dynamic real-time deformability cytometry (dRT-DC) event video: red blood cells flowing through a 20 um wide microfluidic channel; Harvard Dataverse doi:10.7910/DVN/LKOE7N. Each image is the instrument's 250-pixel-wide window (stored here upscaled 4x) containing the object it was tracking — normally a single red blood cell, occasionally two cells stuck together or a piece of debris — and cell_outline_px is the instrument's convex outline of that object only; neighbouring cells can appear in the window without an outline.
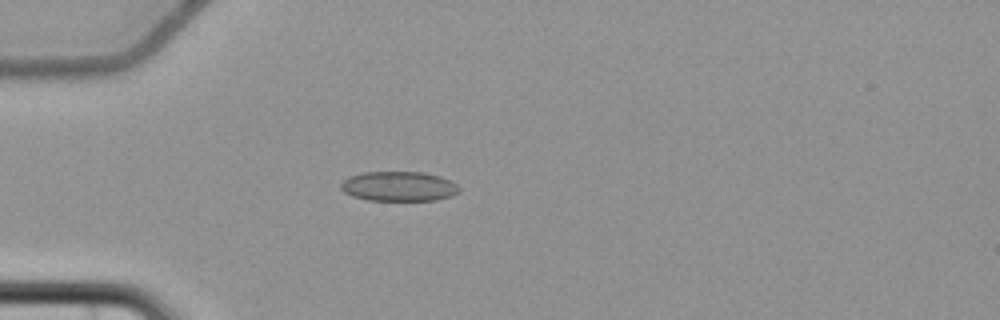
{"species": "common noctule bat (a hibernating species)", "species_latin": "Nyctalus noctula", "temperature_condition": "cold", "stored_images_in_passage": 4, "camera_frame_rate_fps": 3000, "um_per_image_px": 0.085, "animal": {"sex": "female", "body_mass_g": 22.7, "forearm_length_mm": 54.2}, "frame": {"image": 1, "passage_image": 4, "time_ms": 4.333, "image_size_px": [1000, 320], "cell_outline_px": [[460, 192], [452, 196], [436, 200], [368, 200], [352, 196], [344, 192], [340, 188], [340, 184], [348, 176], [364, 172], [424, 172], [440, 176], [456, 184], [460, 188]], "centroid_in_image_um": [33.89, 15.84], "position_along_channel_um": 51.1, "area_um2": 20.58}}